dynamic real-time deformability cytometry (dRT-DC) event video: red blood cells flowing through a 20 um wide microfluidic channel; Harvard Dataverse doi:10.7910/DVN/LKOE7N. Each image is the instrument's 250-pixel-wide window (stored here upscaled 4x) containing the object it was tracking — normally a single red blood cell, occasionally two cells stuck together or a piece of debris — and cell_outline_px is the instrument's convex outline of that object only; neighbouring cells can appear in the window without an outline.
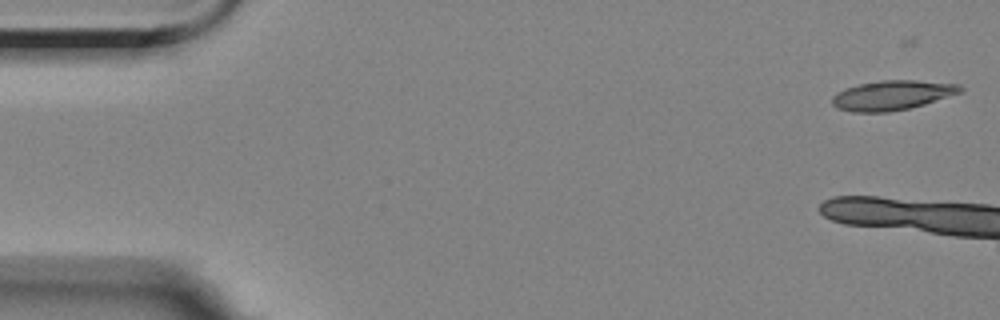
{"species": "Egyptian fruit bat (a non-hibernating species)", "species_latin": "Rousettus aegyptiacus", "temperature_condition": "room temperature", "stored_images_in_passage": 7, "camera_frame_rate_fps": 3000, "um_per_image_px": 0.085, "animal": {"sex": "female"}, "frame": {"image": 1, "passage_image": 2, "time_ms": 0.333, "image_size_px": [1000, 320], "cell_outline_px": [[964, 92], [924, 104], [908, 108], [888, 112], [852, 112], [836, 108], [832, 104], [832, 96], [844, 88], [860, 84], [880, 80], [916, 80], [960, 84], [964, 88]], "centroid_in_image_um": [75.86, 8.09], "position_along_channel_um": 9.1, "area_um2": 22.25}}